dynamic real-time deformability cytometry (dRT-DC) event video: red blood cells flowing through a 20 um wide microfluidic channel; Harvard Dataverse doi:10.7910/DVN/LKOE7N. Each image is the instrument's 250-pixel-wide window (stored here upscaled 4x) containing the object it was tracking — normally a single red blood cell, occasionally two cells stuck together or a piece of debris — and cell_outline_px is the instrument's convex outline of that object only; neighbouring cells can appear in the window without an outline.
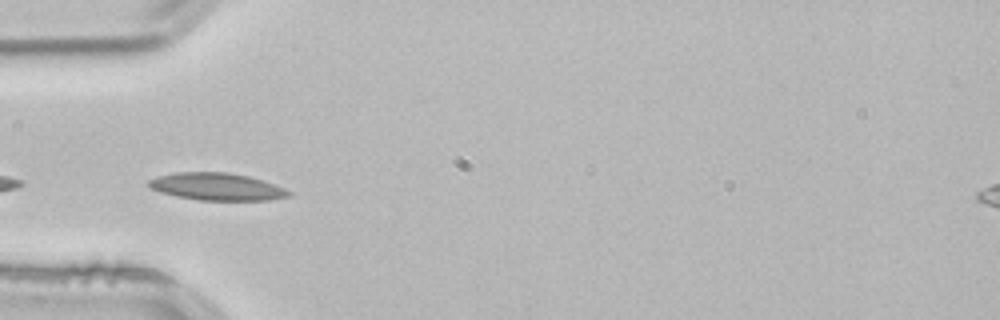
{"species": "common noctule bat (a hibernating species)", "species_latin": "Nyctalus noctula", "temperature_condition": "room temperature", "stored_images_in_passage": 8, "camera_frame_rate_fps": 3000, "um_per_image_px": 0.085, "animal": {"sex": "male", "body_mass_g": 21.5, "forearm_length_mm": 52.0}, "frame": {"image": 1, "passage_image": 3, "time_ms": 0.667, "image_size_px": [1000, 320], "cell_outline_px": [[292, 196], [268, 200], [200, 200], [176, 196], [160, 192], [152, 188], [148, 184], [148, 180], [156, 176], [176, 172], [228, 172], [248, 176], [264, 180], [284, 188], [292, 192]], "centroid_in_image_um": [18.45, 15.86], "position_along_channel_um": 66.5, "area_um2": 22.37}}